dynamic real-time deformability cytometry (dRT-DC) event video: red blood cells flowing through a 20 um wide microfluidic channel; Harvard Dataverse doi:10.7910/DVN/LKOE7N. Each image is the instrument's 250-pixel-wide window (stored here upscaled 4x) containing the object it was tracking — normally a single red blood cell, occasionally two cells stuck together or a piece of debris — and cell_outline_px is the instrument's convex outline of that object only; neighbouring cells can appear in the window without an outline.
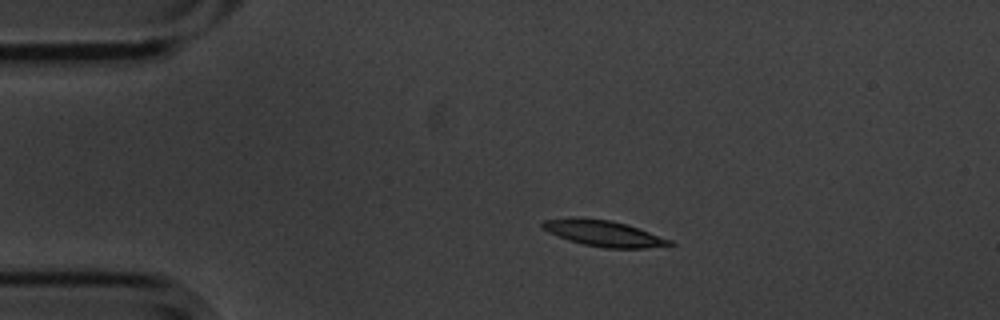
{"species": "common noctule bat (a hibernating species)", "species_latin": "Nyctalus noctula", "temperature_condition": "cold", "stored_images_in_passage": 2, "camera_frame_rate_fps": 3000, "um_per_image_px": 0.085, "animal": {"sex": "male", "body_mass_g": 20.1, "forearm_length_mm": 53.5}, "frame": {"image": 1, "passage_image": 1, "time_ms": 0.0, "image_size_px": [1000, 320], "cell_outline_px": [[676, 244], [648, 248], [604, 248], [584, 244], [568, 240], [548, 232], [540, 224], [544, 220], [612, 220], [672, 240]], "centroid_in_image_um": [51.39, 19.89], "position_along_channel_um": 33.6, "area_um2": 18.21}}